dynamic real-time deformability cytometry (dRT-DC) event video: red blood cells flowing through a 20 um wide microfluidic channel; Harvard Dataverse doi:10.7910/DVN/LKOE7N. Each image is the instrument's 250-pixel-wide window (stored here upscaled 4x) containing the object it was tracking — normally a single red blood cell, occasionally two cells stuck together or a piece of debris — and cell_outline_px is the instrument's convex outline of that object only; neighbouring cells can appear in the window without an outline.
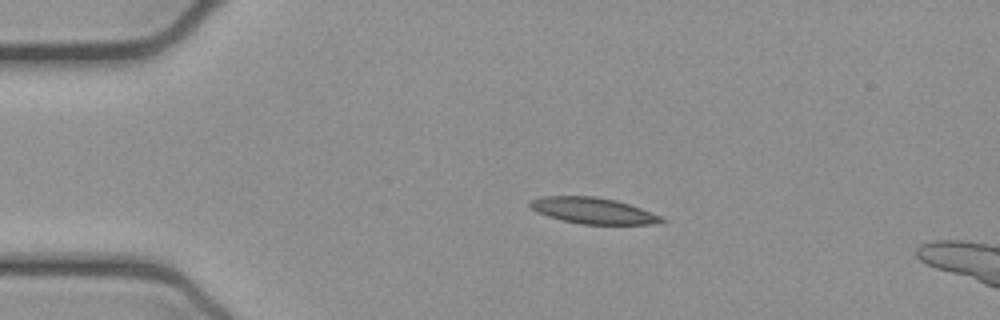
{"species": "common noctule bat (a hibernating species)", "species_latin": "Nyctalus noctula", "temperature_condition": "cold", "stored_images_in_passage": 37, "camera_frame_rate_fps": 3000, "um_per_image_px": 0.085, "animal": {"sex": "female", "body_mass_g": 21.9}, "frame": {"image": 1, "passage_image": 1, "time_ms": 0.0, "image_size_px": [1000, 320], "cell_outline_px": [[668, 220], [652, 224], [580, 224], [560, 220], [536, 212], [528, 204], [528, 200], [544, 196], [596, 196], [616, 200], [640, 208], [660, 216]], "centroid_in_image_um": [50.36, 17.9], "position_along_channel_um": 34.6, "area_um2": 20.0}}
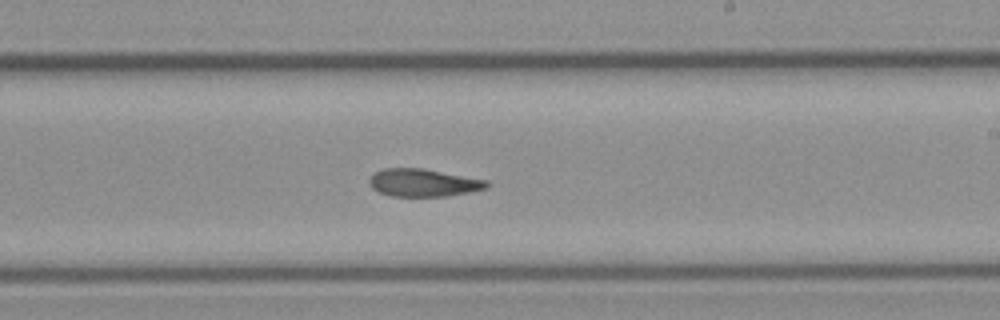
{"frame": {"image": 2, "passage_image": 21, "time_ms": 6.667, "image_size_px": [1000, 320], "cell_outline_px": [[492, 184], [488, 188], [448, 196], [392, 196], [376, 192], [368, 184], [368, 180], [376, 172], [384, 168], [424, 168], [488, 180]], "centroid_in_image_um": [36.0, 15.53], "position_along_channel_um": 253.0, "area_um2": 19.19}}
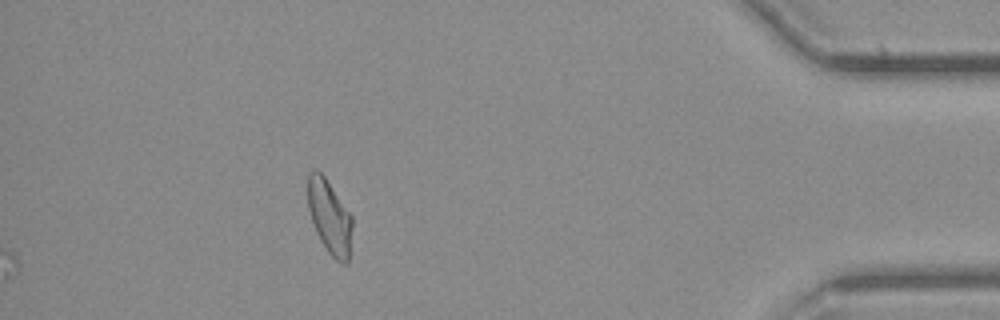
{"frame": {"image": 3, "passage_image": 37, "time_ms": 12.0, "image_size_px": [1000, 320], "cell_outline_px": [[352, 228], [348, 264], [344, 264], [336, 260], [328, 252], [320, 240], [316, 232], [308, 208], [308, 172], [312, 168], [316, 168], [324, 176], [352, 216]], "centroid_in_image_um": [28.0, 18.43], "position_along_channel_um": 407.2, "area_um2": 19.07}, "authors_computed_cell_mechanics": {"area_um2": 19.4208, "velocity_mm_per_s": 3.8941, "shape_relaxation_time_tau1_ms": null, "shape_relaxation_time_tau2_ms": 5.1673, "deformation_change_tau1": null, "deformation_change_tau2": 0.1387}}